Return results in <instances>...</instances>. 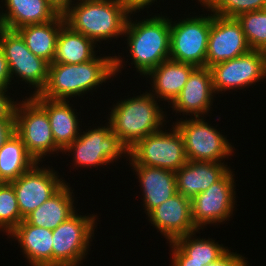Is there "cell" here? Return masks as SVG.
<instances>
[{"label":"cell","instance_id":"obj_5","mask_svg":"<svg viewBox=\"0 0 266 266\" xmlns=\"http://www.w3.org/2000/svg\"><path fill=\"white\" fill-rule=\"evenodd\" d=\"M88 127L85 131L81 129L78 138L62 151V155L73 156V169H98V166L107 167L111 163H117L120 158H128L127 148L112 132L108 121L105 124L101 123L100 126H93L92 129L91 126Z\"/></svg>","mask_w":266,"mask_h":266},{"label":"cell","instance_id":"obj_15","mask_svg":"<svg viewBox=\"0 0 266 266\" xmlns=\"http://www.w3.org/2000/svg\"><path fill=\"white\" fill-rule=\"evenodd\" d=\"M249 50L250 47L237 18L221 17L211 12L206 67L210 68L214 64L235 59Z\"/></svg>","mask_w":266,"mask_h":266},{"label":"cell","instance_id":"obj_10","mask_svg":"<svg viewBox=\"0 0 266 266\" xmlns=\"http://www.w3.org/2000/svg\"><path fill=\"white\" fill-rule=\"evenodd\" d=\"M209 13H193L194 16L188 13L176 21L170 18V60L206 67L211 11Z\"/></svg>","mask_w":266,"mask_h":266},{"label":"cell","instance_id":"obj_39","mask_svg":"<svg viewBox=\"0 0 266 266\" xmlns=\"http://www.w3.org/2000/svg\"><path fill=\"white\" fill-rule=\"evenodd\" d=\"M199 3L202 7H204V8H202L203 11H201V12L205 13L204 9H206V12L208 13V11H212L214 9V7L218 3V0H198V5H199Z\"/></svg>","mask_w":266,"mask_h":266},{"label":"cell","instance_id":"obj_34","mask_svg":"<svg viewBox=\"0 0 266 266\" xmlns=\"http://www.w3.org/2000/svg\"><path fill=\"white\" fill-rule=\"evenodd\" d=\"M171 264L170 266H205V263L190 261L188 257L173 241L169 242Z\"/></svg>","mask_w":266,"mask_h":266},{"label":"cell","instance_id":"obj_20","mask_svg":"<svg viewBox=\"0 0 266 266\" xmlns=\"http://www.w3.org/2000/svg\"><path fill=\"white\" fill-rule=\"evenodd\" d=\"M52 237V230L28 224L25 220L7 235L11 241H17L31 266H53Z\"/></svg>","mask_w":266,"mask_h":266},{"label":"cell","instance_id":"obj_2","mask_svg":"<svg viewBox=\"0 0 266 266\" xmlns=\"http://www.w3.org/2000/svg\"><path fill=\"white\" fill-rule=\"evenodd\" d=\"M136 13L139 12L132 11L128 17L123 41H126L131 65L144 78L152 69L170 59V18L167 13L160 12L158 15L151 13L146 18L143 16L141 20L132 19Z\"/></svg>","mask_w":266,"mask_h":266},{"label":"cell","instance_id":"obj_27","mask_svg":"<svg viewBox=\"0 0 266 266\" xmlns=\"http://www.w3.org/2000/svg\"><path fill=\"white\" fill-rule=\"evenodd\" d=\"M36 160L27 152L23 140L14 132L0 148V180L10 183L28 171Z\"/></svg>","mask_w":266,"mask_h":266},{"label":"cell","instance_id":"obj_9","mask_svg":"<svg viewBox=\"0 0 266 266\" xmlns=\"http://www.w3.org/2000/svg\"><path fill=\"white\" fill-rule=\"evenodd\" d=\"M22 99L15 108V133L36 162L45 163V158L62 151L56 146L46 111L31 96Z\"/></svg>","mask_w":266,"mask_h":266},{"label":"cell","instance_id":"obj_7","mask_svg":"<svg viewBox=\"0 0 266 266\" xmlns=\"http://www.w3.org/2000/svg\"><path fill=\"white\" fill-rule=\"evenodd\" d=\"M178 119L172 123L182 134L188 161L225 162L235 155L233 143L220 132L217 125L209 124L204 117Z\"/></svg>","mask_w":266,"mask_h":266},{"label":"cell","instance_id":"obj_24","mask_svg":"<svg viewBox=\"0 0 266 266\" xmlns=\"http://www.w3.org/2000/svg\"><path fill=\"white\" fill-rule=\"evenodd\" d=\"M66 182L52 197L29 213L24 220L31 225L54 230L72 216L76 208L74 189ZM75 199V200H74Z\"/></svg>","mask_w":266,"mask_h":266},{"label":"cell","instance_id":"obj_4","mask_svg":"<svg viewBox=\"0 0 266 266\" xmlns=\"http://www.w3.org/2000/svg\"><path fill=\"white\" fill-rule=\"evenodd\" d=\"M131 12L126 0H76L63 15L73 31L99 45L123 38Z\"/></svg>","mask_w":266,"mask_h":266},{"label":"cell","instance_id":"obj_40","mask_svg":"<svg viewBox=\"0 0 266 266\" xmlns=\"http://www.w3.org/2000/svg\"><path fill=\"white\" fill-rule=\"evenodd\" d=\"M262 10L266 13V2H265V4H264V7H263Z\"/></svg>","mask_w":266,"mask_h":266},{"label":"cell","instance_id":"obj_16","mask_svg":"<svg viewBox=\"0 0 266 266\" xmlns=\"http://www.w3.org/2000/svg\"><path fill=\"white\" fill-rule=\"evenodd\" d=\"M215 95L210 68L196 67L168 109L171 107L175 115L179 113L178 115L183 116L181 118L206 117L212 113L213 101L216 100L214 97L217 98Z\"/></svg>","mask_w":266,"mask_h":266},{"label":"cell","instance_id":"obj_12","mask_svg":"<svg viewBox=\"0 0 266 266\" xmlns=\"http://www.w3.org/2000/svg\"><path fill=\"white\" fill-rule=\"evenodd\" d=\"M233 170L230 168L206 191L191 199L192 221L198 230L204 231L207 225L218 226L231 221L237 205L236 176Z\"/></svg>","mask_w":266,"mask_h":266},{"label":"cell","instance_id":"obj_18","mask_svg":"<svg viewBox=\"0 0 266 266\" xmlns=\"http://www.w3.org/2000/svg\"><path fill=\"white\" fill-rule=\"evenodd\" d=\"M31 97L46 111L56 146L64 151L81 132L83 121H80L77 109L70 100H54L39 94Z\"/></svg>","mask_w":266,"mask_h":266},{"label":"cell","instance_id":"obj_14","mask_svg":"<svg viewBox=\"0 0 266 266\" xmlns=\"http://www.w3.org/2000/svg\"><path fill=\"white\" fill-rule=\"evenodd\" d=\"M36 162L18 179L10 182L16 193L20 214L25 218L52 197L67 181L53 166ZM64 178V179H63Z\"/></svg>","mask_w":266,"mask_h":266},{"label":"cell","instance_id":"obj_11","mask_svg":"<svg viewBox=\"0 0 266 266\" xmlns=\"http://www.w3.org/2000/svg\"><path fill=\"white\" fill-rule=\"evenodd\" d=\"M0 47L9 65L12 83L22 82V85L27 84L26 87L34 89L29 91L32 92L29 96L39 94L48 79L49 63L35 56L16 30L0 28Z\"/></svg>","mask_w":266,"mask_h":266},{"label":"cell","instance_id":"obj_38","mask_svg":"<svg viewBox=\"0 0 266 266\" xmlns=\"http://www.w3.org/2000/svg\"><path fill=\"white\" fill-rule=\"evenodd\" d=\"M59 14H64L76 0H47Z\"/></svg>","mask_w":266,"mask_h":266},{"label":"cell","instance_id":"obj_31","mask_svg":"<svg viewBox=\"0 0 266 266\" xmlns=\"http://www.w3.org/2000/svg\"><path fill=\"white\" fill-rule=\"evenodd\" d=\"M265 2L266 0H218L211 12L221 17L237 18L245 12L262 10Z\"/></svg>","mask_w":266,"mask_h":266},{"label":"cell","instance_id":"obj_21","mask_svg":"<svg viewBox=\"0 0 266 266\" xmlns=\"http://www.w3.org/2000/svg\"><path fill=\"white\" fill-rule=\"evenodd\" d=\"M0 2L3 3L2 6L0 4L1 27L10 30H17L30 24L46 23L60 15L47 0H1Z\"/></svg>","mask_w":266,"mask_h":266},{"label":"cell","instance_id":"obj_8","mask_svg":"<svg viewBox=\"0 0 266 266\" xmlns=\"http://www.w3.org/2000/svg\"><path fill=\"white\" fill-rule=\"evenodd\" d=\"M139 140L128 150L129 164L178 171L188 162L182 134L172 123ZM165 130V131H164Z\"/></svg>","mask_w":266,"mask_h":266},{"label":"cell","instance_id":"obj_17","mask_svg":"<svg viewBox=\"0 0 266 266\" xmlns=\"http://www.w3.org/2000/svg\"><path fill=\"white\" fill-rule=\"evenodd\" d=\"M147 218L151 226L166 239L167 244L198 231L192 221L191 199L178 192L153 209Z\"/></svg>","mask_w":266,"mask_h":266},{"label":"cell","instance_id":"obj_6","mask_svg":"<svg viewBox=\"0 0 266 266\" xmlns=\"http://www.w3.org/2000/svg\"><path fill=\"white\" fill-rule=\"evenodd\" d=\"M79 213L77 210L52 230L53 266H81L83 260L87 261L100 218L96 214Z\"/></svg>","mask_w":266,"mask_h":266},{"label":"cell","instance_id":"obj_33","mask_svg":"<svg viewBox=\"0 0 266 266\" xmlns=\"http://www.w3.org/2000/svg\"><path fill=\"white\" fill-rule=\"evenodd\" d=\"M230 248L216 261L211 262L207 266H250L248 258L244 257L243 254L231 252Z\"/></svg>","mask_w":266,"mask_h":266},{"label":"cell","instance_id":"obj_29","mask_svg":"<svg viewBox=\"0 0 266 266\" xmlns=\"http://www.w3.org/2000/svg\"><path fill=\"white\" fill-rule=\"evenodd\" d=\"M23 220L13 185L2 182L0 184V231L8 235Z\"/></svg>","mask_w":266,"mask_h":266},{"label":"cell","instance_id":"obj_28","mask_svg":"<svg viewBox=\"0 0 266 266\" xmlns=\"http://www.w3.org/2000/svg\"><path fill=\"white\" fill-rule=\"evenodd\" d=\"M200 231L178 237L173 242L190 257V261L205 263V266H207L221 257L229 248L222 243L215 242L213 238L198 237L196 233H201Z\"/></svg>","mask_w":266,"mask_h":266},{"label":"cell","instance_id":"obj_25","mask_svg":"<svg viewBox=\"0 0 266 266\" xmlns=\"http://www.w3.org/2000/svg\"><path fill=\"white\" fill-rule=\"evenodd\" d=\"M65 24L64 15L60 14L55 20L41 24L25 25L16 31L35 56L51 64L55 56L58 34Z\"/></svg>","mask_w":266,"mask_h":266},{"label":"cell","instance_id":"obj_22","mask_svg":"<svg viewBox=\"0 0 266 266\" xmlns=\"http://www.w3.org/2000/svg\"><path fill=\"white\" fill-rule=\"evenodd\" d=\"M196 67L187 64L166 60L152 69L146 76L151 86L149 92L158 100L167 102L168 106L181 93L189 75Z\"/></svg>","mask_w":266,"mask_h":266},{"label":"cell","instance_id":"obj_23","mask_svg":"<svg viewBox=\"0 0 266 266\" xmlns=\"http://www.w3.org/2000/svg\"><path fill=\"white\" fill-rule=\"evenodd\" d=\"M230 165L225 162L188 161L176 174L177 192L193 199L218 181Z\"/></svg>","mask_w":266,"mask_h":266},{"label":"cell","instance_id":"obj_37","mask_svg":"<svg viewBox=\"0 0 266 266\" xmlns=\"http://www.w3.org/2000/svg\"><path fill=\"white\" fill-rule=\"evenodd\" d=\"M130 8L134 12L143 11L145 8L148 10L150 6L158 3L157 0H126ZM156 2V3H155Z\"/></svg>","mask_w":266,"mask_h":266},{"label":"cell","instance_id":"obj_32","mask_svg":"<svg viewBox=\"0 0 266 266\" xmlns=\"http://www.w3.org/2000/svg\"><path fill=\"white\" fill-rule=\"evenodd\" d=\"M9 89H0V119H14L18 97H11ZM13 98V99H12Z\"/></svg>","mask_w":266,"mask_h":266},{"label":"cell","instance_id":"obj_35","mask_svg":"<svg viewBox=\"0 0 266 266\" xmlns=\"http://www.w3.org/2000/svg\"><path fill=\"white\" fill-rule=\"evenodd\" d=\"M12 79L11 73L9 70V65L7 59L5 58V54L0 47V89H11Z\"/></svg>","mask_w":266,"mask_h":266},{"label":"cell","instance_id":"obj_3","mask_svg":"<svg viewBox=\"0 0 266 266\" xmlns=\"http://www.w3.org/2000/svg\"><path fill=\"white\" fill-rule=\"evenodd\" d=\"M139 93L140 95L135 96L133 93L132 97L128 95L126 99L116 101L112 108H108L111 112L105 118L110 123L112 132L127 150L147 135L167 128L165 125L169 122L168 111L163 108L162 102L148 90Z\"/></svg>","mask_w":266,"mask_h":266},{"label":"cell","instance_id":"obj_30","mask_svg":"<svg viewBox=\"0 0 266 266\" xmlns=\"http://www.w3.org/2000/svg\"><path fill=\"white\" fill-rule=\"evenodd\" d=\"M237 20L241 23L250 49L266 52V13L263 10L245 12Z\"/></svg>","mask_w":266,"mask_h":266},{"label":"cell","instance_id":"obj_13","mask_svg":"<svg viewBox=\"0 0 266 266\" xmlns=\"http://www.w3.org/2000/svg\"><path fill=\"white\" fill-rule=\"evenodd\" d=\"M216 95L254 87L266 79V53L250 49L247 53L210 67Z\"/></svg>","mask_w":266,"mask_h":266},{"label":"cell","instance_id":"obj_19","mask_svg":"<svg viewBox=\"0 0 266 266\" xmlns=\"http://www.w3.org/2000/svg\"><path fill=\"white\" fill-rule=\"evenodd\" d=\"M132 167V168H131ZM138 179L142 191L143 210L146 216L161 203L165 202L177 193L176 174L174 171L140 166L130 165ZM136 172V173H135Z\"/></svg>","mask_w":266,"mask_h":266},{"label":"cell","instance_id":"obj_36","mask_svg":"<svg viewBox=\"0 0 266 266\" xmlns=\"http://www.w3.org/2000/svg\"><path fill=\"white\" fill-rule=\"evenodd\" d=\"M15 132L14 119H0V148Z\"/></svg>","mask_w":266,"mask_h":266},{"label":"cell","instance_id":"obj_26","mask_svg":"<svg viewBox=\"0 0 266 266\" xmlns=\"http://www.w3.org/2000/svg\"><path fill=\"white\" fill-rule=\"evenodd\" d=\"M101 49L92 39L64 25L58 34L52 63L80 64L92 60Z\"/></svg>","mask_w":266,"mask_h":266},{"label":"cell","instance_id":"obj_1","mask_svg":"<svg viewBox=\"0 0 266 266\" xmlns=\"http://www.w3.org/2000/svg\"><path fill=\"white\" fill-rule=\"evenodd\" d=\"M105 55L97 54L92 60L80 64H49L48 79L39 95L54 100H75L88 92L97 93L96 90L106 82H112L129 62L128 58L124 60V53L123 57L119 53L118 56Z\"/></svg>","mask_w":266,"mask_h":266}]
</instances>
